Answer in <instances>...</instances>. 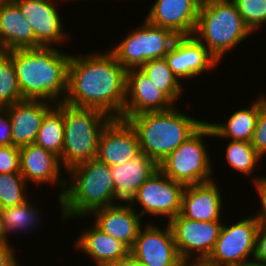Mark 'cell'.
I'll return each instance as SVG.
<instances>
[{"label": "cell", "mask_w": 266, "mask_h": 266, "mask_svg": "<svg viewBox=\"0 0 266 266\" xmlns=\"http://www.w3.org/2000/svg\"><path fill=\"white\" fill-rule=\"evenodd\" d=\"M127 70L108 50L71 54L65 103L95 108L120 118L126 100Z\"/></svg>", "instance_id": "obj_1"}, {"label": "cell", "mask_w": 266, "mask_h": 266, "mask_svg": "<svg viewBox=\"0 0 266 266\" xmlns=\"http://www.w3.org/2000/svg\"><path fill=\"white\" fill-rule=\"evenodd\" d=\"M55 46H39L8 51L23 99L64 102L68 89L71 54Z\"/></svg>", "instance_id": "obj_2"}, {"label": "cell", "mask_w": 266, "mask_h": 266, "mask_svg": "<svg viewBox=\"0 0 266 266\" xmlns=\"http://www.w3.org/2000/svg\"><path fill=\"white\" fill-rule=\"evenodd\" d=\"M63 196L60 198L61 219L88 216L92 211L121 202L116 198L110 166L92 159L69 169ZM70 181V182H69ZM70 183V184H69Z\"/></svg>", "instance_id": "obj_3"}, {"label": "cell", "mask_w": 266, "mask_h": 266, "mask_svg": "<svg viewBox=\"0 0 266 266\" xmlns=\"http://www.w3.org/2000/svg\"><path fill=\"white\" fill-rule=\"evenodd\" d=\"M127 121L136 130L141 151L157 164L206 122L186 115L175 106L166 111L140 113Z\"/></svg>", "instance_id": "obj_4"}, {"label": "cell", "mask_w": 266, "mask_h": 266, "mask_svg": "<svg viewBox=\"0 0 266 266\" xmlns=\"http://www.w3.org/2000/svg\"><path fill=\"white\" fill-rule=\"evenodd\" d=\"M193 35L220 63L225 54L253 34L233 0H214L200 5Z\"/></svg>", "instance_id": "obj_5"}, {"label": "cell", "mask_w": 266, "mask_h": 266, "mask_svg": "<svg viewBox=\"0 0 266 266\" xmlns=\"http://www.w3.org/2000/svg\"><path fill=\"white\" fill-rule=\"evenodd\" d=\"M55 106L63 113L64 145L60 161L66 173L73 166L96 159L100 135L113 118L95 108L65 102Z\"/></svg>", "instance_id": "obj_6"}, {"label": "cell", "mask_w": 266, "mask_h": 266, "mask_svg": "<svg viewBox=\"0 0 266 266\" xmlns=\"http://www.w3.org/2000/svg\"><path fill=\"white\" fill-rule=\"evenodd\" d=\"M204 137H213L211 126L206 121L191 137L158 164V168L170 179L187 185L206 183L213 179L211 153Z\"/></svg>", "instance_id": "obj_7"}, {"label": "cell", "mask_w": 266, "mask_h": 266, "mask_svg": "<svg viewBox=\"0 0 266 266\" xmlns=\"http://www.w3.org/2000/svg\"><path fill=\"white\" fill-rule=\"evenodd\" d=\"M136 29L109 48L126 70L140 68L149 60L165 58L179 37L174 31L149 23L146 19ZM111 49V50H110Z\"/></svg>", "instance_id": "obj_8"}, {"label": "cell", "mask_w": 266, "mask_h": 266, "mask_svg": "<svg viewBox=\"0 0 266 266\" xmlns=\"http://www.w3.org/2000/svg\"><path fill=\"white\" fill-rule=\"evenodd\" d=\"M259 223L257 212L229 226L223 223L215 246L206 260L216 266H240L253 259Z\"/></svg>", "instance_id": "obj_9"}, {"label": "cell", "mask_w": 266, "mask_h": 266, "mask_svg": "<svg viewBox=\"0 0 266 266\" xmlns=\"http://www.w3.org/2000/svg\"><path fill=\"white\" fill-rule=\"evenodd\" d=\"M184 185L170 179L159 168L150 176L145 183L136 191L128 202L133 208L141 205L138 212L142 217H164L169 222L173 217L180 214L181 197ZM136 203V204H135Z\"/></svg>", "instance_id": "obj_10"}, {"label": "cell", "mask_w": 266, "mask_h": 266, "mask_svg": "<svg viewBox=\"0 0 266 266\" xmlns=\"http://www.w3.org/2000/svg\"><path fill=\"white\" fill-rule=\"evenodd\" d=\"M169 224L182 260L207 259L217 241L223 222H200L178 214Z\"/></svg>", "instance_id": "obj_11"}, {"label": "cell", "mask_w": 266, "mask_h": 266, "mask_svg": "<svg viewBox=\"0 0 266 266\" xmlns=\"http://www.w3.org/2000/svg\"><path fill=\"white\" fill-rule=\"evenodd\" d=\"M151 222L140 229L129 254L142 266H181L183 260L169 224L160 228Z\"/></svg>", "instance_id": "obj_12"}, {"label": "cell", "mask_w": 266, "mask_h": 266, "mask_svg": "<svg viewBox=\"0 0 266 266\" xmlns=\"http://www.w3.org/2000/svg\"><path fill=\"white\" fill-rule=\"evenodd\" d=\"M35 35V47L55 46L67 42L62 15L55 0H13ZM56 2V3H55ZM56 5V6H55ZM63 41V42H62ZM55 44V45H54Z\"/></svg>", "instance_id": "obj_13"}, {"label": "cell", "mask_w": 266, "mask_h": 266, "mask_svg": "<svg viewBox=\"0 0 266 266\" xmlns=\"http://www.w3.org/2000/svg\"><path fill=\"white\" fill-rule=\"evenodd\" d=\"M165 59L179 81H191L220 64L194 35L179 36Z\"/></svg>", "instance_id": "obj_14"}, {"label": "cell", "mask_w": 266, "mask_h": 266, "mask_svg": "<svg viewBox=\"0 0 266 266\" xmlns=\"http://www.w3.org/2000/svg\"><path fill=\"white\" fill-rule=\"evenodd\" d=\"M140 152L136 130L127 120L113 118L100 135L96 159L108 166H116Z\"/></svg>", "instance_id": "obj_15"}, {"label": "cell", "mask_w": 266, "mask_h": 266, "mask_svg": "<svg viewBox=\"0 0 266 266\" xmlns=\"http://www.w3.org/2000/svg\"><path fill=\"white\" fill-rule=\"evenodd\" d=\"M19 150L20 173L26 183L33 182L38 187L42 184L51 185L52 187L58 185L62 189L57 196L60 205V198L64 194L67 182L66 177L64 179L61 176L62 164L60 157L35 144L19 147Z\"/></svg>", "instance_id": "obj_16"}, {"label": "cell", "mask_w": 266, "mask_h": 266, "mask_svg": "<svg viewBox=\"0 0 266 266\" xmlns=\"http://www.w3.org/2000/svg\"><path fill=\"white\" fill-rule=\"evenodd\" d=\"M174 104L139 68L127 70L126 100L121 119L127 120L144 112L166 111Z\"/></svg>", "instance_id": "obj_17"}, {"label": "cell", "mask_w": 266, "mask_h": 266, "mask_svg": "<svg viewBox=\"0 0 266 266\" xmlns=\"http://www.w3.org/2000/svg\"><path fill=\"white\" fill-rule=\"evenodd\" d=\"M200 5L198 0H156L145 19L178 36H190L196 29Z\"/></svg>", "instance_id": "obj_18"}, {"label": "cell", "mask_w": 266, "mask_h": 266, "mask_svg": "<svg viewBox=\"0 0 266 266\" xmlns=\"http://www.w3.org/2000/svg\"><path fill=\"white\" fill-rule=\"evenodd\" d=\"M215 180L187 185L181 197L180 215L200 222L223 221V196Z\"/></svg>", "instance_id": "obj_19"}, {"label": "cell", "mask_w": 266, "mask_h": 266, "mask_svg": "<svg viewBox=\"0 0 266 266\" xmlns=\"http://www.w3.org/2000/svg\"><path fill=\"white\" fill-rule=\"evenodd\" d=\"M93 224L102 232L120 240L129 249L133 246L143 218L129 203H119L92 211Z\"/></svg>", "instance_id": "obj_20"}, {"label": "cell", "mask_w": 266, "mask_h": 266, "mask_svg": "<svg viewBox=\"0 0 266 266\" xmlns=\"http://www.w3.org/2000/svg\"><path fill=\"white\" fill-rule=\"evenodd\" d=\"M53 106L44 100L23 99L6 107L11 121L12 145L34 144L43 117Z\"/></svg>", "instance_id": "obj_21"}, {"label": "cell", "mask_w": 266, "mask_h": 266, "mask_svg": "<svg viewBox=\"0 0 266 266\" xmlns=\"http://www.w3.org/2000/svg\"><path fill=\"white\" fill-rule=\"evenodd\" d=\"M158 169V164L144 152L121 165L110 166L116 198L128 203L136 191Z\"/></svg>", "instance_id": "obj_22"}, {"label": "cell", "mask_w": 266, "mask_h": 266, "mask_svg": "<svg viewBox=\"0 0 266 266\" xmlns=\"http://www.w3.org/2000/svg\"><path fill=\"white\" fill-rule=\"evenodd\" d=\"M35 47V35L13 0L0 3V49L10 51Z\"/></svg>", "instance_id": "obj_23"}, {"label": "cell", "mask_w": 266, "mask_h": 266, "mask_svg": "<svg viewBox=\"0 0 266 266\" xmlns=\"http://www.w3.org/2000/svg\"><path fill=\"white\" fill-rule=\"evenodd\" d=\"M91 228L81 229V234L75 241V248L89 255L88 258L95 262L96 266H106L126 258L129 248L120 240L102 232L93 223Z\"/></svg>", "instance_id": "obj_24"}, {"label": "cell", "mask_w": 266, "mask_h": 266, "mask_svg": "<svg viewBox=\"0 0 266 266\" xmlns=\"http://www.w3.org/2000/svg\"><path fill=\"white\" fill-rule=\"evenodd\" d=\"M260 110V96L250 107L236 110L224 123H210L213 138L251 142Z\"/></svg>", "instance_id": "obj_25"}, {"label": "cell", "mask_w": 266, "mask_h": 266, "mask_svg": "<svg viewBox=\"0 0 266 266\" xmlns=\"http://www.w3.org/2000/svg\"><path fill=\"white\" fill-rule=\"evenodd\" d=\"M32 202L29 199L21 205L0 209V238L9 240L8 234H27V230L31 232V229L35 231V227L38 228L39 222H42L41 212L36 203L34 205Z\"/></svg>", "instance_id": "obj_26"}, {"label": "cell", "mask_w": 266, "mask_h": 266, "mask_svg": "<svg viewBox=\"0 0 266 266\" xmlns=\"http://www.w3.org/2000/svg\"><path fill=\"white\" fill-rule=\"evenodd\" d=\"M35 145L61 157L64 145L63 113L54 105L43 117Z\"/></svg>", "instance_id": "obj_27"}, {"label": "cell", "mask_w": 266, "mask_h": 266, "mask_svg": "<svg viewBox=\"0 0 266 266\" xmlns=\"http://www.w3.org/2000/svg\"><path fill=\"white\" fill-rule=\"evenodd\" d=\"M139 69L159 90L164 92L175 104L177 103L175 101L181 97L184 85L173 74L165 58L149 60Z\"/></svg>", "instance_id": "obj_28"}, {"label": "cell", "mask_w": 266, "mask_h": 266, "mask_svg": "<svg viewBox=\"0 0 266 266\" xmlns=\"http://www.w3.org/2000/svg\"><path fill=\"white\" fill-rule=\"evenodd\" d=\"M227 143L225 159L229 166L245 176L254 175L257 164L262 158L257 154L251 142L229 140Z\"/></svg>", "instance_id": "obj_29"}, {"label": "cell", "mask_w": 266, "mask_h": 266, "mask_svg": "<svg viewBox=\"0 0 266 266\" xmlns=\"http://www.w3.org/2000/svg\"><path fill=\"white\" fill-rule=\"evenodd\" d=\"M23 100L17 75L8 51H0V108Z\"/></svg>", "instance_id": "obj_30"}, {"label": "cell", "mask_w": 266, "mask_h": 266, "mask_svg": "<svg viewBox=\"0 0 266 266\" xmlns=\"http://www.w3.org/2000/svg\"><path fill=\"white\" fill-rule=\"evenodd\" d=\"M27 185L21 173L0 174V209L18 206L31 199L27 196Z\"/></svg>", "instance_id": "obj_31"}, {"label": "cell", "mask_w": 266, "mask_h": 266, "mask_svg": "<svg viewBox=\"0 0 266 266\" xmlns=\"http://www.w3.org/2000/svg\"><path fill=\"white\" fill-rule=\"evenodd\" d=\"M247 27L255 33L266 23V0H233ZM261 28V29H260Z\"/></svg>", "instance_id": "obj_32"}, {"label": "cell", "mask_w": 266, "mask_h": 266, "mask_svg": "<svg viewBox=\"0 0 266 266\" xmlns=\"http://www.w3.org/2000/svg\"><path fill=\"white\" fill-rule=\"evenodd\" d=\"M251 145L262 158L266 156V95H260V110L256 121V127L251 140Z\"/></svg>", "instance_id": "obj_33"}, {"label": "cell", "mask_w": 266, "mask_h": 266, "mask_svg": "<svg viewBox=\"0 0 266 266\" xmlns=\"http://www.w3.org/2000/svg\"><path fill=\"white\" fill-rule=\"evenodd\" d=\"M20 173V150L17 146L0 147V174Z\"/></svg>", "instance_id": "obj_34"}, {"label": "cell", "mask_w": 266, "mask_h": 266, "mask_svg": "<svg viewBox=\"0 0 266 266\" xmlns=\"http://www.w3.org/2000/svg\"><path fill=\"white\" fill-rule=\"evenodd\" d=\"M253 259L266 263V220H260Z\"/></svg>", "instance_id": "obj_35"}, {"label": "cell", "mask_w": 266, "mask_h": 266, "mask_svg": "<svg viewBox=\"0 0 266 266\" xmlns=\"http://www.w3.org/2000/svg\"><path fill=\"white\" fill-rule=\"evenodd\" d=\"M16 258L15 247L9 240L0 238V266H21Z\"/></svg>", "instance_id": "obj_36"}, {"label": "cell", "mask_w": 266, "mask_h": 266, "mask_svg": "<svg viewBox=\"0 0 266 266\" xmlns=\"http://www.w3.org/2000/svg\"><path fill=\"white\" fill-rule=\"evenodd\" d=\"M257 176L251 178V182L256 187V192L258 191L259 203H261V208L259 207V211L257 210L256 212L260 220H266V177L264 175Z\"/></svg>", "instance_id": "obj_37"}, {"label": "cell", "mask_w": 266, "mask_h": 266, "mask_svg": "<svg viewBox=\"0 0 266 266\" xmlns=\"http://www.w3.org/2000/svg\"><path fill=\"white\" fill-rule=\"evenodd\" d=\"M10 145H12L10 116L5 108H0V147Z\"/></svg>", "instance_id": "obj_38"}, {"label": "cell", "mask_w": 266, "mask_h": 266, "mask_svg": "<svg viewBox=\"0 0 266 266\" xmlns=\"http://www.w3.org/2000/svg\"><path fill=\"white\" fill-rule=\"evenodd\" d=\"M106 266H142V265L129 254L126 258L117 260L116 262L110 263Z\"/></svg>", "instance_id": "obj_39"}, {"label": "cell", "mask_w": 266, "mask_h": 266, "mask_svg": "<svg viewBox=\"0 0 266 266\" xmlns=\"http://www.w3.org/2000/svg\"><path fill=\"white\" fill-rule=\"evenodd\" d=\"M181 266H216L206 259L201 260H183Z\"/></svg>", "instance_id": "obj_40"}, {"label": "cell", "mask_w": 266, "mask_h": 266, "mask_svg": "<svg viewBox=\"0 0 266 266\" xmlns=\"http://www.w3.org/2000/svg\"><path fill=\"white\" fill-rule=\"evenodd\" d=\"M240 266H266V263L257 261L255 259L248 260Z\"/></svg>", "instance_id": "obj_41"}, {"label": "cell", "mask_w": 266, "mask_h": 266, "mask_svg": "<svg viewBox=\"0 0 266 266\" xmlns=\"http://www.w3.org/2000/svg\"><path fill=\"white\" fill-rule=\"evenodd\" d=\"M201 4L202 3H206V2H210V1H214V0H198Z\"/></svg>", "instance_id": "obj_42"}]
</instances>
